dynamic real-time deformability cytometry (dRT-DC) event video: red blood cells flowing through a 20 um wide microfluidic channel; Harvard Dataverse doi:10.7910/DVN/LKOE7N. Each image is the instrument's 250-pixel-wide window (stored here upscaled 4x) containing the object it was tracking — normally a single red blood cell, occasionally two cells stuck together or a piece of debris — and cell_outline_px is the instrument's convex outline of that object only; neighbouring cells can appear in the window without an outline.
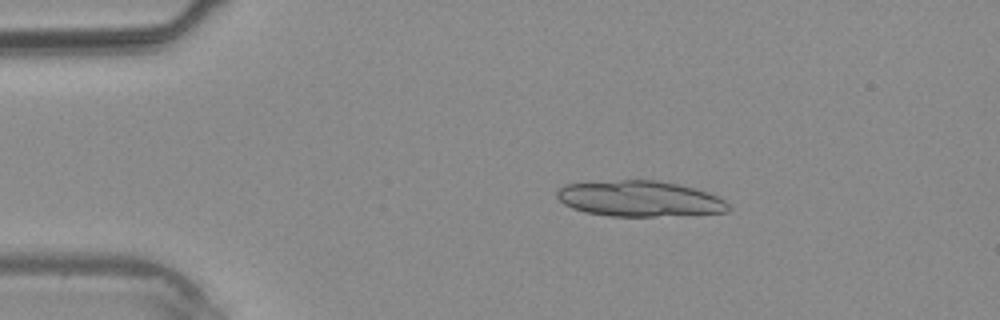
{"species": "common noctule bat (a hibernating species)", "species_latin": "Nyctalus noctula", "temperature_condition": "warm", "stored_images_in_passage": 37, "segment_of_instrument_passage": [1, 2], "camera_frame_rate_fps": 3000, "um_per_image_px": 0.085, "animal": {"sex": "male", "body_mass_g": 20.4}, "frame": {"image": 1, "passage_image": 6, "time_ms": 1.667, "image_size_px": [1000, 320], "cell_outline_px": [[732, 208], [728, 212], [656, 216], [608, 216], [584, 212], [572, 208], [564, 204], [556, 196], [556, 192], [564, 184], [620, 180], [656, 180], [680, 184], [696, 188], [720, 196]], "centroid_in_image_um": [54.39, 16.89], "position_along_channel_um": 30.6, "area_um2": 35.89}}